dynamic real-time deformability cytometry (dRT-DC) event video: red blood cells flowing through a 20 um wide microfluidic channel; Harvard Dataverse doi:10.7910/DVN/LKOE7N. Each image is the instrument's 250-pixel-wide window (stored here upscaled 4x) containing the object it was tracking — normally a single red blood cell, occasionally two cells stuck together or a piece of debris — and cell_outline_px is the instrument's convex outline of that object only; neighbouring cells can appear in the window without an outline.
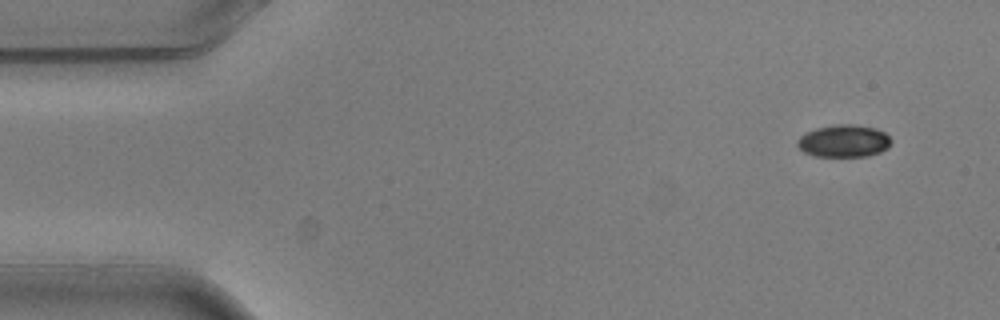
{"species": "common noctule bat (a hibernating species)", "species_latin": "Nyctalus noctula", "temperature_condition": "warm", "stored_images_in_passage": 6, "camera_frame_rate_fps": 3000, "um_per_image_px": 0.085, "animal": {"sex": "male", "body_mass_g": 20.5, "forearm_length_mm": 52.5}, "frame": {"image": 1, "passage_image": 1, "time_ms": 0.0, "image_size_px": [1000, 320], "cell_outline_px": [[892, 140], [888, 148], [880, 152], [868, 156], [816, 156], [804, 152], [796, 144], [796, 140], [800, 136], [816, 128], [836, 124], [852, 124], [876, 128], [884, 132]], "centroid_in_image_um": [71.73, 11.98], "position_along_channel_um": 13.3, "area_um2": 17.69}}
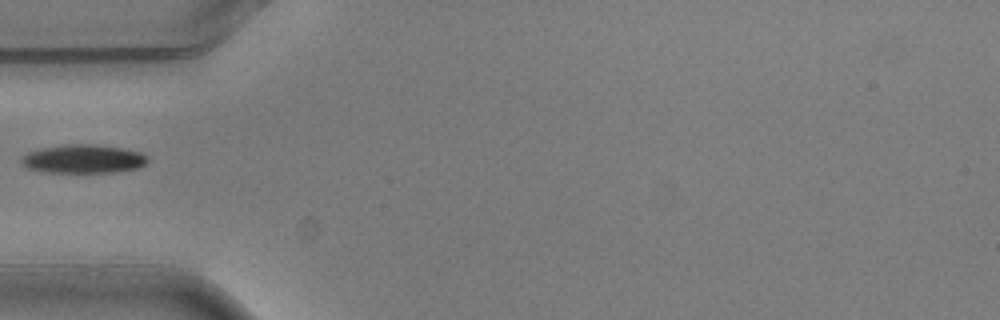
{"frame": {"image": 2, "passage_image": 5, "time_ms": 1.333, "image_size_px": [1000, 320], "cell_outline_px": [[148, 160], [140, 168], [112, 172], [48, 172], [28, 168], [20, 160], [20, 156], [28, 152], [40, 148], [68, 144], [92, 144], [120, 148], [140, 152], [148, 156]], "centroid_in_image_um": [7.08, 13.5], "position_along_channel_um": 77.9, "area_um2": 20.92}}
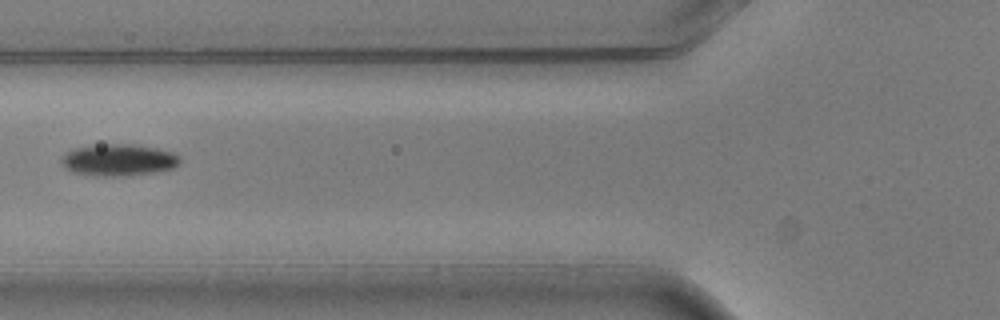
{"frame": {"image": 3, "passage_image": 6, "time_ms": 1.667, "image_size_px": [1000, 320], "cell_outline_px": [[180, 164], [172, 168], [152, 172], [128, 176], [84, 176], [72, 172], [64, 168], [60, 164], [60, 160], [68, 152], [76, 148], [104, 144], [136, 144], [156, 148], [172, 152], [180, 156]], "centroid_in_image_um": [10.06, 13.62], "position_along_channel_um": 115.7, "area_um2": 22.14}}